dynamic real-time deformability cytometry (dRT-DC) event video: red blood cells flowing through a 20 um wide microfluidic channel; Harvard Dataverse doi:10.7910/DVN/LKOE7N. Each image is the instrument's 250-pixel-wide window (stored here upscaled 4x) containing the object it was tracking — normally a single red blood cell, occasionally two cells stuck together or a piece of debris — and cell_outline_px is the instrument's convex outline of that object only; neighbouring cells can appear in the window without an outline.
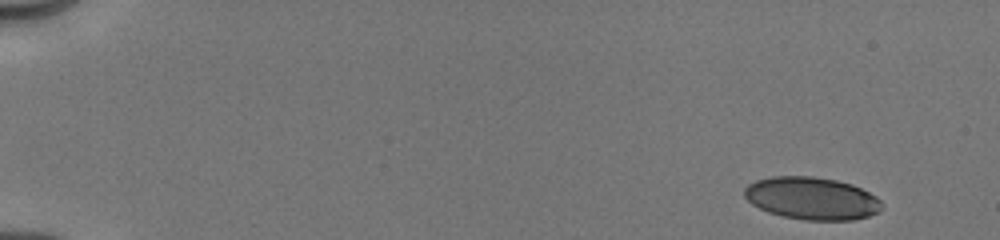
{"species": "human", "species_latin": "Homo sapiens", "temperature_condition": "cold", "stored_images_in_passage": 8, "camera_frame_rate_fps": 3000, "um_per_image_px": 0.085, "donor": {"sex": "male"}, "frame": {"image": 1, "passage_image": 1, "time_ms": 0.0, "image_size_px": [1000, 240], "cell_outline_px": [[880, 212], [868, 216], [852, 220], [804, 220], [784, 216], [768, 212], [752, 204], [744, 196], [744, 188], [748, 184], [756, 180], [772, 176], [812, 176], [836, 180], [852, 184], [876, 196], [880, 200]], "centroid_in_image_um": [68.99, 16.85], "position_along_channel_um": 16.0, "area_um2": 33.99}}
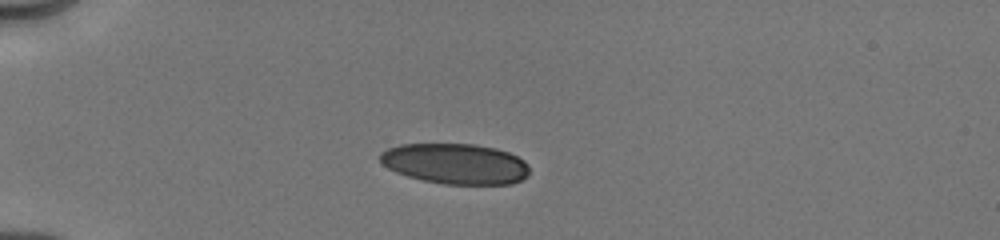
{"frame": {"image": 2, "passage_image": 6, "time_ms": 3.667, "image_size_px": [1000, 240], "cell_outline_px": [[528, 176], [512, 184], [444, 184], [424, 180], [408, 176], [396, 172], [388, 168], [380, 160], [380, 152], [388, 148], [400, 144], [472, 144], [496, 148], [508, 152], [524, 160], [528, 164]], "centroid_in_image_um": [38.72, 13.91], "position_along_channel_um": 46.3, "area_um2": 35.2}}